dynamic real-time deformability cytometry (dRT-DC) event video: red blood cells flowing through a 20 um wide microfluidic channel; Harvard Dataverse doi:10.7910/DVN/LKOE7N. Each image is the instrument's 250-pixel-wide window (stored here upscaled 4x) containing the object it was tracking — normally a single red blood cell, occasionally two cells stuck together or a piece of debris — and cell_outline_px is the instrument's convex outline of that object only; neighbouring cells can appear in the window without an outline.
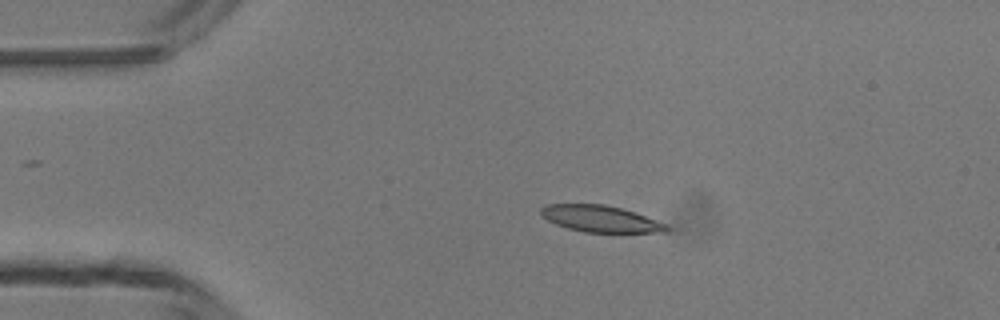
{"species": "common noctule bat (a hibernating species)", "species_latin": "Nyctalus noctula", "temperature_condition": "room temperature", "stored_images_in_passage": 3, "camera_frame_rate_fps": 3000, "um_per_image_px": 0.085, "animal": {"sex": "male", "body_mass_g": 13.3}, "frame": {"image": 1, "passage_image": 2, "time_ms": 1.333, "image_size_px": [1000, 320], "cell_outline_px": [[672, 228], [668, 232], [584, 232], [568, 228], [556, 224], [548, 220], [540, 212], [540, 208], [544, 204], [604, 204], [620, 208], [644, 216], [664, 224]], "centroid_in_image_um": [51.01, 18.59], "position_along_channel_um": 34.0, "area_um2": 19.13}}